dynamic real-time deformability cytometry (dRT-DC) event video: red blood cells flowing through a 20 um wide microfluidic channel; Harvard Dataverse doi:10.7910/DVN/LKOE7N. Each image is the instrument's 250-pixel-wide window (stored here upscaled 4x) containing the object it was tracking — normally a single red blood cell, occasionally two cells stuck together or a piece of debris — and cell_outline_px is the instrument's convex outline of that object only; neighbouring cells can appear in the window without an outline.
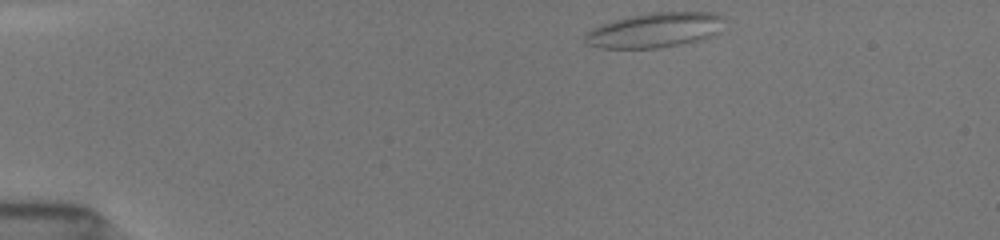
{"species": "common noctule bat (a hibernating species)", "species_latin": "Nyctalus noctula", "temperature_condition": "room temperature", "stored_images_in_passage": 8, "camera_frame_rate_fps": 3000, "um_per_image_px": 0.085, "animal": {"sex": "female", "body_mass_g": 19.5, "forearm_length_mm": 54.1}, "frame": {"image": 1, "passage_image": 1, "time_ms": 0.0, "image_size_px": [1000, 240], "cell_outline_px": [[724, 16], [720, 32], [696, 40], [680, 44], [656, 48], [600, 48], [588, 44], [584, 40], [584, 36], [592, 28], [612, 20], [628, 16], [652, 12], [712, 12]], "centroid_in_image_um": [55.64, 2.55], "position_along_channel_um": 29.4, "area_um2": 28.15}}
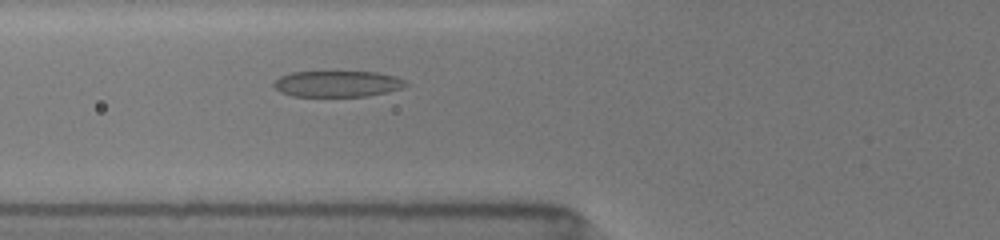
{"frame": {"image": 2, "passage_image": 8, "time_ms": 3.667, "image_size_px": [1000, 240], "cell_outline_px": [[412, 84], [404, 88], [364, 96], [292, 96], [280, 92], [272, 84], [280, 76], [292, 72], [376, 72], [396, 76]], "centroid_in_image_um": [28.71, 7.12], "position_along_channel_um": 97.1, "area_um2": 20.06}}